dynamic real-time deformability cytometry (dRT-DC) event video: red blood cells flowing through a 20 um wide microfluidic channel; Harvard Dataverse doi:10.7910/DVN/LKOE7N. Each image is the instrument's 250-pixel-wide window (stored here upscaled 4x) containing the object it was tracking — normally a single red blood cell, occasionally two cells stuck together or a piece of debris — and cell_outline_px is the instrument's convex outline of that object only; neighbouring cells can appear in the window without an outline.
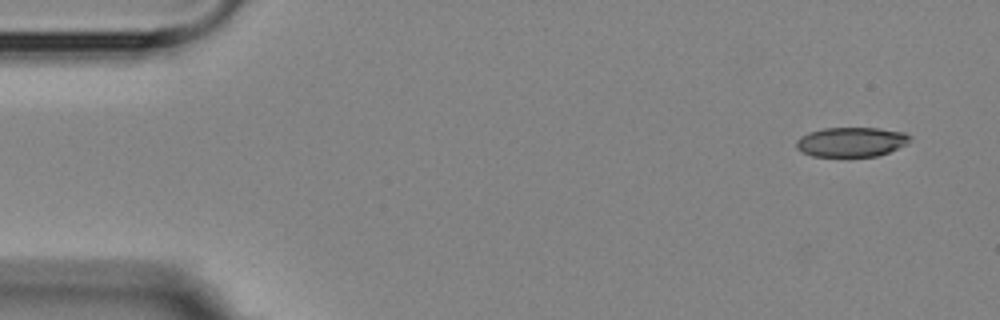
{"species": "Egyptian fruit bat (a non-hibernating species)", "species_latin": "Rousettus aegyptiacus", "temperature_condition": "room temperature", "stored_images_in_passage": 3, "camera_frame_rate_fps": 3000, "um_per_image_px": 0.085, "animal": {"sex": "female"}, "frame": {"image": 1, "passage_image": 1, "time_ms": 0.0, "image_size_px": [1000, 320], "cell_outline_px": [[912, 136], [908, 144], [888, 152], [876, 156], [812, 156], [800, 152], [796, 148], [796, 140], [800, 136], [808, 132], [824, 128], [880, 128], [904, 132]], "centroid_in_image_um": [72.35, 12.06], "position_along_channel_um": 12.7, "area_um2": 19.77}}